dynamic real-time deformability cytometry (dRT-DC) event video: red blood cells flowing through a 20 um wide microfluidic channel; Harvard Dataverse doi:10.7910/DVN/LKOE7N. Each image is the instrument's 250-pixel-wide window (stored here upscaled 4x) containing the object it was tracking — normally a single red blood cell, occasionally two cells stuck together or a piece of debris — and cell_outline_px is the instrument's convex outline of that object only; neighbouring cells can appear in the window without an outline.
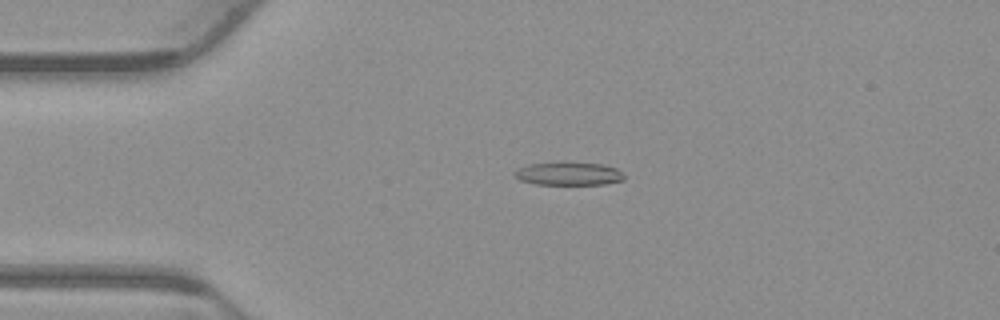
{"species": "common noctule bat (a hibernating species)", "species_latin": "Nyctalus noctula", "temperature_condition": "warm", "stored_images_in_passage": 52, "camera_frame_rate_fps": 3000, "um_per_image_px": 0.085, "animal": {"sex": "male", "body_mass_g": 23.1, "forearm_length_mm": 52.7}, "frame": {"image": 1, "passage_image": 11, "time_ms": 3.333, "image_size_px": [1000, 320], "cell_outline_px": [[624, 180], [604, 184], [536, 184], [520, 180], [512, 172], [516, 168], [528, 164], [556, 160], [564, 160], [604, 164], [616, 168], [624, 176]], "centroid_in_image_um": [48.28, 14.71], "position_along_channel_um": 36.7, "area_um2": 15.43}}
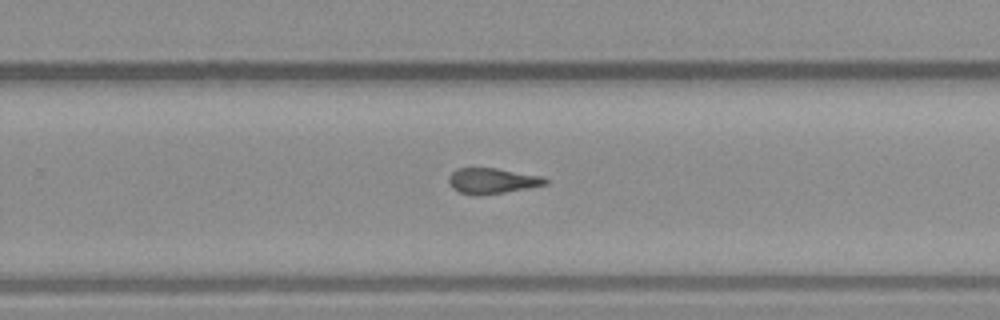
{"frame": {"image": 2, "passage_image": 33, "time_ms": 10.667, "image_size_px": [1000, 320], "cell_outline_px": [[548, 184], [532, 188], [476, 196], [460, 192], [452, 188], [448, 184], [448, 176], [456, 168], [496, 168], [544, 176], [548, 180]], "centroid_in_image_um": [41.85, 15.37], "position_along_channel_um": 287.9, "area_um2": 14.68}}
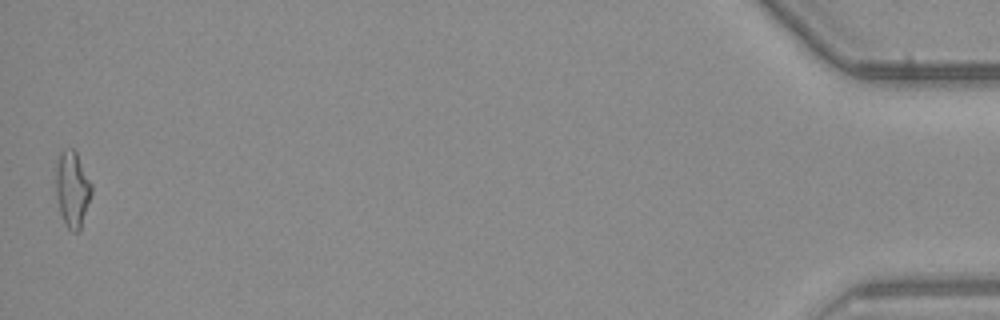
{"frame": {"image": 3, "passage_image": 52, "time_ms": 17.0, "image_size_px": [1000, 320], "cell_outline_px": [[92, 192], [80, 228], [76, 232], [72, 232], [68, 228], [60, 212], [56, 196], [56, 160], [60, 152], [64, 148], [72, 148], [76, 152], [92, 184]], "centroid_in_image_um": [6.13, 16.02], "position_along_channel_um": 429.1, "area_um2": 15.66}, "authors_computed_cell_mechanics": {"area_um2": 14.8546, "velocity_mm_per_s": 3.8625, "shape_relaxation_time_tau1_ms": 5.7135, "shape_relaxation_time_tau2_ms": 3.066, "deformation_change_tau1": 0.1794, "deformation_change_tau2": 0.1321}}